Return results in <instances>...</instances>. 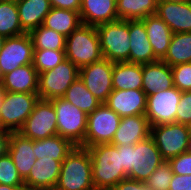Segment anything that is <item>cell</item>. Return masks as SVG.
Instances as JSON below:
<instances>
[{"instance_id":"4316f807","label":"cell","mask_w":191,"mask_h":190,"mask_svg":"<svg viewBox=\"0 0 191 190\" xmlns=\"http://www.w3.org/2000/svg\"><path fill=\"white\" fill-rule=\"evenodd\" d=\"M74 147L75 145L69 139L53 135L45 139L34 140L33 152L36 159H54L62 163Z\"/></svg>"},{"instance_id":"f1b7e54d","label":"cell","mask_w":191,"mask_h":190,"mask_svg":"<svg viewBox=\"0 0 191 190\" xmlns=\"http://www.w3.org/2000/svg\"><path fill=\"white\" fill-rule=\"evenodd\" d=\"M158 0H116L118 20H142L155 15Z\"/></svg>"},{"instance_id":"4dcf8cb0","label":"cell","mask_w":191,"mask_h":190,"mask_svg":"<svg viewBox=\"0 0 191 190\" xmlns=\"http://www.w3.org/2000/svg\"><path fill=\"white\" fill-rule=\"evenodd\" d=\"M62 98L84 111L87 115L102 104L86 88L80 78L71 84Z\"/></svg>"},{"instance_id":"d4e9b609","label":"cell","mask_w":191,"mask_h":190,"mask_svg":"<svg viewBox=\"0 0 191 190\" xmlns=\"http://www.w3.org/2000/svg\"><path fill=\"white\" fill-rule=\"evenodd\" d=\"M17 8L22 30L30 33L43 25L52 6L50 0H22L17 4Z\"/></svg>"},{"instance_id":"484cf974","label":"cell","mask_w":191,"mask_h":190,"mask_svg":"<svg viewBox=\"0 0 191 190\" xmlns=\"http://www.w3.org/2000/svg\"><path fill=\"white\" fill-rule=\"evenodd\" d=\"M142 65L130 62L113 64V90H142Z\"/></svg>"},{"instance_id":"ab89813d","label":"cell","mask_w":191,"mask_h":190,"mask_svg":"<svg viewBox=\"0 0 191 190\" xmlns=\"http://www.w3.org/2000/svg\"><path fill=\"white\" fill-rule=\"evenodd\" d=\"M109 190H151L145 182L126 178Z\"/></svg>"},{"instance_id":"d590c367","label":"cell","mask_w":191,"mask_h":190,"mask_svg":"<svg viewBox=\"0 0 191 190\" xmlns=\"http://www.w3.org/2000/svg\"><path fill=\"white\" fill-rule=\"evenodd\" d=\"M173 172L168 161H164L145 181L151 190H169Z\"/></svg>"},{"instance_id":"6da1fadb","label":"cell","mask_w":191,"mask_h":190,"mask_svg":"<svg viewBox=\"0 0 191 190\" xmlns=\"http://www.w3.org/2000/svg\"><path fill=\"white\" fill-rule=\"evenodd\" d=\"M91 155L92 181L95 190H109L128 178L121 170V152L115 145L97 144L87 148Z\"/></svg>"},{"instance_id":"cb8c5ba5","label":"cell","mask_w":191,"mask_h":190,"mask_svg":"<svg viewBox=\"0 0 191 190\" xmlns=\"http://www.w3.org/2000/svg\"><path fill=\"white\" fill-rule=\"evenodd\" d=\"M147 32L148 40L153 48V53L158 60H162L168 50L173 36L169 26L156 14L142 19Z\"/></svg>"},{"instance_id":"8fae6325","label":"cell","mask_w":191,"mask_h":190,"mask_svg":"<svg viewBox=\"0 0 191 190\" xmlns=\"http://www.w3.org/2000/svg\"><path fill=\"white\" fill-rule=\"evenodd\" d=\"M182 92L176 87L147 96L145 116L151 127L176 123V112Z\"/></svg>"},{"instance_id":"52a82bcc","label":"cell","mask_w":191,"mask_h":190,"mask_svg":"<svg viewBox=\"0 0 191 190\" xmlns=\"http://www.w3.org/2000/svg\"><path fill=\"white\" fill-rule=\"evenodd\" d=\"M57 115V135L69 139L75 146L85 140L87 114L63 98L50 100Z\"/></svg>"},{"instance_id":"e575fe53","label":"cell","mask_w":191,"mask_h":190,"mask_svg":"<svg viewBox=\"0 0 191 190\" xmlns=\"http://www.w3.org/2000/svg\"><path fill=\"white\" fill-rule=\"evenodd\" d=\"M0 184L9 186H25V182L17 171L9 153L0 157Z\"/></svg>"},{"instance_id":"ffe728a7","label":"cell","mask_w":191,"mask_h":190,"mask_svg":"<svg viewBox=\"0 0 191 190\" xmlns=\"http://www.w3.org/2000/svg\"><path fill=\"white\" fill-rule=\"evenodd\" d=\"M33 146L34 141L30 138L24 137L19 132H11L8 153L23 180L28 177L37 160L33 152Z\"/></svg>"},{"instance_id":"b9f144b4","label":"cell","mask_w":191,"mask_h":190,"mask_svg":"<svg viewBox=\"0 0 191 190\" xmlns=\"http://www.w3.org/2000/svg\"><path fill=\"white\" fill-rule=\"evenodd\" d=\"M169 190H191V175L173 174Z\"/></svg>"},{"instance_id":"5bb4252c","label":"cell","mask_w":191,"mask_h":190,"mask_svg":"<svg viewBox=\"0 0 191 190\" xmlns=\"http://www.w3.org/2000/svg\"><path fill=\"white\" fill-rule=\"evenodd\" d=\"M34 47L29 33L5 38L0 51V71L2 76L17 67L33 64Z\"/></svg>"},{"instance_id":"e0dca14e","label":"cell","mask_w":191,"mask_h":190,"mask_svg":"<svg viewBox=\"0 0 191 190\" xmlns=\"http://www.w3.org/2000/svg\"><path fill=\"white\" fill-rule=\"evenodd\" d=\"M151 134V126L144 114L123 117L110 144L115 146L135 145Z\"/></svg>"},{"instance_id":"f907efd6","label":"cell","mask_w":191,"mask_h":190,"mask_svg":"<svg viewBox=\"0 0 191 190\" xmlns=\"http://www.w3.org/2000/svg\"><path fill=\"white\" fill-rule=\"evenodd\" d=\"M2 1H7V2H11V3H16L18 4L20 1L22 0H2Z\"/></svg>"},{"instance_id":"836d02e7","label":"cell","mask_w":191,"mask_h":190,"mask_svg":"<svg viewBox=\"0 0 191 190\" xmlns=\"http://www.w3.org/2000/svg\"><path fill=\"white\" fill-rule=\"evenodd\" d=\"M64 60L65 50L34 49L33 66L38 74L52 70Z\"/></svg>"},{"instance_id":"74e56055","label":"cell","mask_w":191,"mask_h":190,"mask_svg":"<svg viewBox=\"0 0 191 190\" xmlns=\"http://www.w3.org/2000/svg\"><path fill=\"white\" fill-rule=\"evenodd\" d=\"M176 123L191 126V91H184L181 94L176 112Z\"/></svg>"},{"instance_id":"816d5d0a","label":"cell","mask_w":191,"mask_h":190,"mask_svg":"<svg viewBox=\"0 0 191 190\" xmlns=\"http://www.w3.org/2000/svg\"><path fill=\"white\" fill-rule=\"evenodd\" d=\"M2 73H1V71H0V84H1V81H2Z\"/></svg>"},{"instance_id":"bcb514c9","label":"cell","mask_w":191,"mask_h":190,"mask_svg":"<svg viewBox=\"0 0 191 190\" xmlns=\"http://www.w3.org/2000/svg\"><path fill=\"white\" fill-rule=\"evenodd\" d=\"M158 1H166L171 3H185V2H190L191 0H158Z\"/></svg>"},{"instance_id":"d6986e66","label":"cell","mask_w":191,"mask_h":190,"mask_svg":"<svg viewBox=\"0 0 191 190\" xmlns=\"http://www.w3.org/2000/svg\"><path fill=\"white\" fill-rule=\"evenodd\" d=\"M156 15L173 33L191 32V1L185 3L158 1Z\"/></svg>"},{"instance_id":"7a4b0ae2","label":"cell","mask_w":191,"mask_h":190,"mask_svg":"<svg viewBox=\"0 0 191 190\" xmlns=\"http://www.w3.org/2000/svg\"><path fill=\"white\" fill-rule=\"evenodd\" d=\"M54 190H95L91 155L87 148L75 146L66 156Z\"/></svg>"},{"instance_id":"277c9868","label":"cell","mask_w":191,"mask_h":190,"mask_svg":"<svg viewBox=\"0 0 191 190\" xmlns=\"http://www.w3.org/2000/svg\"><path fill=\"white\" fill-rule=\"evenodd\" d=\"M103 57L113 63L129 62V20L96 26Z\"/></svg>"},{"instance_id":"f35d334b","label":"cell","mask_w":191,"mask_h":190,"mask_svg":"<svg viewBox=\"0 0 191 190\" xmlns=\"http://www.w3.org/2000/svg\"><path fill=\"white\" fill-rule=\"evenodd\" d=\"M173 174L191 175V153L184 152L168 160Z\"/></svg>"},{"instance_id":"30bf717a","label":"cell","mask_w":191,"mask_h":190,"mask_svg":"<svg viewBox=\"0 0 191 190\" xmlns=\"http://www.w3.org/2000/svg\"><path fill=\"white\" fill-rule=\"evenodd\" d=\"M18 132L33 141L57 135V115L53 103L39 99Z\"/></svg>"},{"instance_id":"ba28073f","label":"cell","mask_w":191,"mask_h":190,"mask_svg":"<svg viewBox=\"0 0 191 190\" xmlns=\"http://www.w3.org/2000/svg\"><path fill=\"white\" fill-rule=\"evenodd\" d=\"M79 78V68L64 60L52 70L38 74L37 95L42 100L62 98L71 84Z\"/></svg>"},{"instance_id":"ee69618b","label":"cell","mask_w":191,"mask_h":190,"mask_svg":"<svg viewBox=\"0 0 191 190\" xmlns=\"http://www.w3.org/2000/svg\"><path fill=\"white\" fill-rule=\"evenodd\" d=\"M11 131L0 129V157L8 153Z\"/></svg>"},{"instance_id":"7bdbcfd3","label":"cell","mask_w":191,"mask_h":190,"mask_svg":"<svg viewBox=\"0 0 191 190\" xmlns=\"http://www.w3.org/2000/svg\"><path fill=\"white\" fill-rule=\"evenodd\" d=\"M82 0H50L51 6L58 9H66L80 12Z\"/></svg>"},{"instance_id":"f6af8a7d","label":"cell","mask_w":191,"mask_h":190,"mask_svg":"<svg viewBox=\"0 0 191 190\" xmlns=\"http://www.w3.org/2000/svg\"><path fill=\"white\" fill-rule=\"evenodd\" d=\"M0 190H25V186H9L0 184Z\"/></svg>"},{"instance_id":"f546056e","label":"cell","mask_w":191,"mask_h":190,"mask_svg":"<svg viewBox=\"0 0 191 190\" xmlns=\"http://www.w3.org/2000/svg\"><path fill=\"white\" fill-rule=\"evenodd\" d=\"M170 67L191 62V32L173 33L165 57L162 59Z\"/></svg>"},{"instance_id":"603a6c76","label":"cell","mask_w":191,"mask_h":190,"mask_svg":"<svg viewBox=\"0 0 191 190\" xmlns=\"http://www.w3.org/2000/svg\"><path fill=\"white\" fill-rule=\"evenodd\" d=\"M4 92L37 93L38 73L33 64L17 67L2 77Z\"/></svg>"},{"instance_id":"4fadbf2b","label":"cell","mask_w":191,"mask_h":190,"mask_svg":"<svg viewBox=\"0 0 191 190\" xmlns=\"http://www.w3.org/2000/svg\"><path fill=\"white\" fill-rule=\"evenodd\" d=\"M113 62L105 58L79 69V78L101 103H105L113 91Z\"/></svg>"},{"instance_id":"9a60e30c","label":"cell","mask_w":191,"mask_h":190,"mask_svg":"<svg viewBox=\"0 0 191 190\" xmlns=\"http://www.w3.org/2000/svg\"><path fill=\"white\" fill-rule=\"evenodd\" d=\"M147 95L142 90H113L106 104L121 118L146 113Z\"/></svg>"},{"instance_id":"681fc988","label":"cell","mask_w":191,"mask_h":190,"mask_svg":"<svg viewBox=\"0 0 191 190\" xmlns=\"http://www.w3.org/2000/svg\"><path fill=\"white\" fill-rule=\"evenodd\" d=\"M187 152L191 153V135L188 142Z\"/></svg>"},{"instance_id":"5b68a950","label":"cell","mask_w":191,"mask_h":190,"mask_svg":"<svg viewBox=\"0 0 191 190\" xmlns=\"http://www.w3.org/2000/svg\"><path fill=\"white\" fill-rule=\"evenodd\" d=\"M39 99L37 93L5 92L0 109V129L18 132Z\"/></svg>"},{"instance_id":"44dd1931","label":"cell","mask_w":191,"mask_h":190,"mask_svg":"<svg viewBox=\"0 0 191 190\" xmlns=\"http://www.w3.org/2000/svg\"><path fill=\"white\" fill-rule=\"evenodd\" d=\"M142 73V91L147 96L174 86L171 67L162 60L143 64Z\"/></svg>"},{"instance_id":"7402d4cb","label":"cell","mask_w":191,"mask_h":190,"mask_svg":"<svg viewBox=\"0 0 191 190\" xmlns=\"http://www.w3.org/2000/svg\"><path fill=\"white\" fill-rule=\"evenodd\" d=\"M79 13L82 24L95 27L118 20L116 0H82Z\"/></svg>"},{"instance_id":"d6a6232c","label":"cell","mask_w":191,"mask_h":190,"mask_svg":"<svg viewBox=\"0 0 191 190\" xmlns=\"http://www.w3.org/2000/svg\"><path fill=\"white\" fill-rule=\"evenodd\" d=\"M29 34L34 49L65 50L66 37L55 30L41 25Z\"/></svg>"},{"instance_id":"1f68e13d","label":"cell","mask_w":191,"mask_h":190,"mask_svg":"<svg viewBox=\"0 0 191 190\" xmlns=\"http://www.w3.org/2000/svg\"><path fill=\"white\" fill-rule=\"evenodd\" d=\"M24 33L19 20L17 4L0 0V34L9 38Z\"/></svg>"},{"instance_id":"8d00e7d4","label":"cell","mask_w":191,"mask_h":190,"mask_svg":"<svg viewBox=\"0 0 191 190\" xmlns=\"http://www.w3.org/2000/svg\"><path fill=\"white\" fill-rule=\"evenodd\" d=\"M173 85L181 92L191 91V62L171 67Z\"/></svg>"},{"instance_id":"8992f818","label":"cell","mask_w":191,"mask_h":190,"mask_svg":"<svg viewBox=\"0 0 191 190\" xmlns=\"http://www.w3.org/2000/svg\"><path fill=\"white\" fill-rule=\"evenodd\" d=\"M120 120L121 117L116 112L102 103L87 115L85 140L79 146L88 148L97 144L111 143Z\"/></svg>"},{"instance_id":"c3c4849f","label":"cell","mask_w":191,"mask_h":190,"mask_svg":"<svg viewBox=\"0 0 191 190\" xmlns=\"http://www.w3.org/2000/svg\"><path fill=\"white\" fill-rule=\"evenodd\" d=\"M5 41V37L0 34V51L2 50L3 43Z\"/></svg>"},{"instance_id":"ac0fdd59","label":"cell","mask_w":191,"mask_h":190,"mask_svg":"<svg viewBox=\"0 0 191 190\" xmlns=\"http://www.w3.org/2000/svg\"><path fill=\"white\" fill-rule=\"evenodd\" d=\"M130 54L129 62L148 64L158 61L148 40L147 32L142 20H129Z\"/></svg>"},{"instance_id":"7c38bea8","label":"cell","mask_w":191,"mask_h":190,"mask_svg":"<svg viewBox=\"0 0 191 190\" xmlns=\"http://www.w3.org/2000/svg\"><path fill=\"white\" fill-rule=\"evenodd\" d=\"M165 160L151 136L133 145L128 178L145 182Z\"/></svg>"},{"instance_id":"83f0119b","label":"cell","mask_w":191,"mask_h":190,"mask_svg":"<svg viewBox=\"0 0 191 190\" xmlns=\"http://www.w3.org/2000/svg\"><path fill=\"white\" fill-rule=\"evenodd\" d=\"M82 24L80 13L76 11L51 8L46 15L43 26L55 30L67 37Z\"/></svg>"},{"instance_id":"3957f363","label":"cell","mask_w":191,"mask_h":190,"mask_svg":"<svg viewBox=\"0 0 191 190\" xmlns=\"http://www.w3.org/2000/svg\"><path fill=\"white\" fill-rule=\"evenodd\" d=\"M66 59L79 69L103 59L95 26L81 24L66 37Z\"/></svg>"},{"instance_id":"2e32d148","label":"cell","mask_w":191,"mask_h":190,"mask_svg":"<svg viewBox=\"0 0 191 190\" xmlns=\"http://www.w3.org/2000/svg\"><path fill=\"white\" fill-rule=\"evenodd\" d=\"M61 164L54 159H37L24 180L25 190H54L58 183Z\"/></svg>"},{"instance_id":"7dc6e473","label":"cell","mask_w":191,"mask_h":190,"mask_svg":"<svg viewBox=\"0 0 191 190\" xmlns=\"http://www.w3.org/2000/svg\"><path fill=\"white\" fill-rule=\"evenodd\" d=\"M4 90L2 89V87L0 86V109L3 103V98H4Z\"/></svg>"},{"instance_id":"60d3db41","label":"cell","mask_w":191,"mask_h":190,"mask_svg":"<svg viewBox=\"0 0 191 190\" xmlns=\"http://www.w3.org/2000/svg\"><path fill=\"white\" fill-rule=\"evenodd\" d=\"M116 147L121 152V170H124V173L128 176V174L131 172L133 145H121Z\"/></svg>"},{"instance_id":"9c48e42d","label":"cell","mask_w":191,"mask_h":190,"mask_svg":"<svg viewBox=\"0 0 191 190\" xmlns=\"http://www.w3.org/2000/svg\"><path fill=\"white\" fill-rule=\"evenodd\" d=\"M190 135L191 126L180 123L153 126L150 134L165 161L187 152Z\"/></svg>"}]
</instances>
